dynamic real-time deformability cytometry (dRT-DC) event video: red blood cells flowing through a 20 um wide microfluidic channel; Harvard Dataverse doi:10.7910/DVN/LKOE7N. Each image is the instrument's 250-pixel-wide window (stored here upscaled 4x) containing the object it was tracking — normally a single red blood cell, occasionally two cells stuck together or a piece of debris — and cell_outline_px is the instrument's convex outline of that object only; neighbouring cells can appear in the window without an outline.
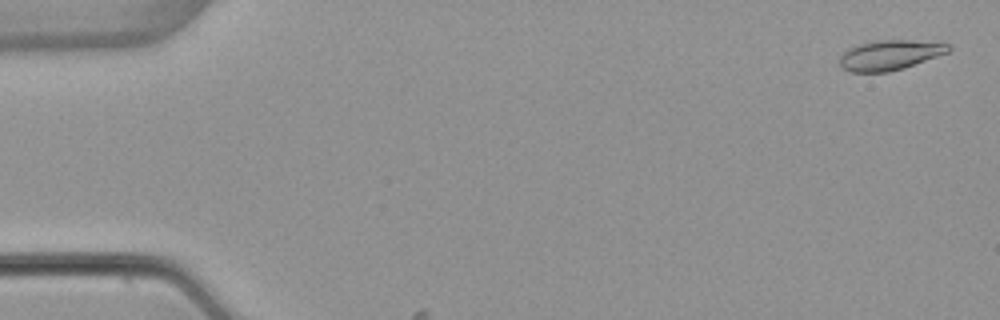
{"species": "common noctule bat (a hibernating species)", "species_latin": "Nyctalus noctula", "temperature_condition": "warm", "stored_images_in_passage": 2, "camera_frame_rate_fps": 3000, "um_per_image_px": 0.085, "animal": {"sex": "female", "body_mass_g": 22.7, "forearm_length_mm": 54.2}, "frame": {"image": 1, "passage_image": 1, "time_ms": 0.0, "image_size_px": [1000, 320], "cell_outline_px": [[952, 48], [948, 52], [904, 68], [888, 72], [852, 72], [840, 68], [840, 56], [848, 48], [868, 40], [912, 40], [948, 44]], "centroid_in_image_um": [75.59, 4.67], "position_along_channel_um": 9.4, "area_um2": 19.07}}